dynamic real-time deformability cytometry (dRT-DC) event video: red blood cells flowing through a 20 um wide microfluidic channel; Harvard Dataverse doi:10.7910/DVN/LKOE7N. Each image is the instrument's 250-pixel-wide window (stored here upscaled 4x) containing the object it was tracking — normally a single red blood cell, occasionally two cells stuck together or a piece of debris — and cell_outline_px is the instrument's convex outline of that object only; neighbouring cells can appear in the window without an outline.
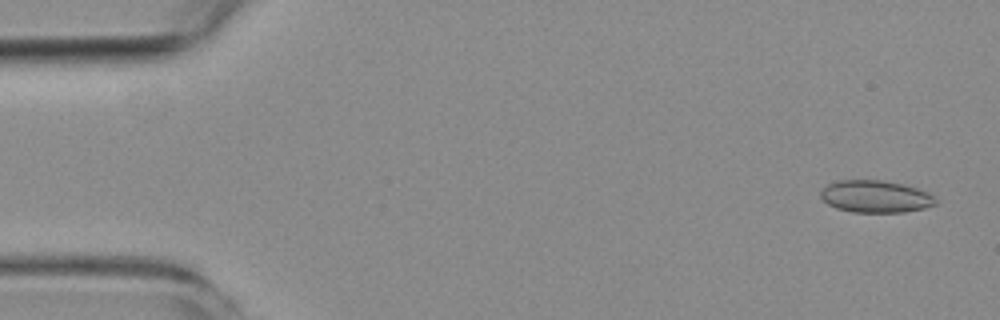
{"species": "common noctule bat (a hibernating species)", "species_latin": "Nyctalus noctula", "temperature_condition": "room temperature", "stored_images_in_passage": 7, "camera_frame_rate_fps": 3000, "um_per_image_px": 0.085, "animal": {"sex": "female", "body_mass_g": 19.3, "forearm_length_mm": 54.1}, "frame": {"image": 1, "passage_image": 1, "time_ms": 0.0, "image_size_px": [1000, 320], "cell_outline_px": [[936, 204], [924, 208], [904, 212], [852, 212], [836, 208], [828, 204], [820, 196], [820, 192], [828, 184], [840, 180], [880, 180], [904, 184], [928, 192], [936, 200]], "centroid_in_image_um": [74.41, 16.7], "position_along_channel_um": 10.6, "area_um2": 21.44}}
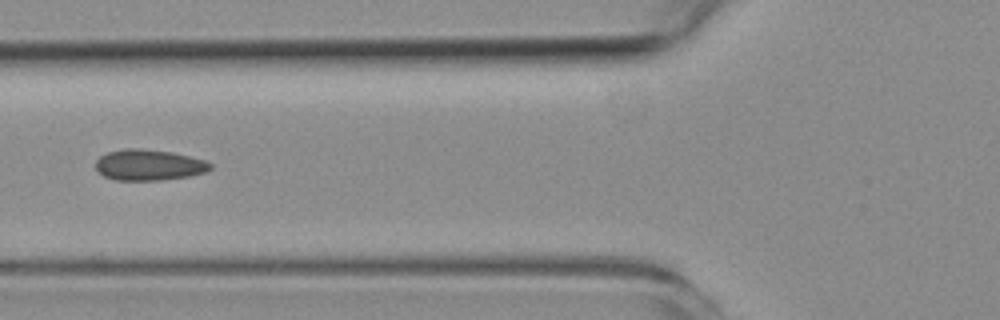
{"frame": {"image": 2, "passage_image": 6, "time_ms": 6.0, "image_size_px": [1000, 320], "cell_outline_px": [[212, 168], [208, 172], [192, 176], [160, 180], [116, 180], [104, 176], [96, 168], [96, 160], [100, 156], [108, 152], [124, 148], [140, 148], [172, 152], [204, 160], [212, 164]], "centroid_in_image_um": [12.68, 14.02], "position_along_channel_um": 113.1, "area_um2": 20.75}}